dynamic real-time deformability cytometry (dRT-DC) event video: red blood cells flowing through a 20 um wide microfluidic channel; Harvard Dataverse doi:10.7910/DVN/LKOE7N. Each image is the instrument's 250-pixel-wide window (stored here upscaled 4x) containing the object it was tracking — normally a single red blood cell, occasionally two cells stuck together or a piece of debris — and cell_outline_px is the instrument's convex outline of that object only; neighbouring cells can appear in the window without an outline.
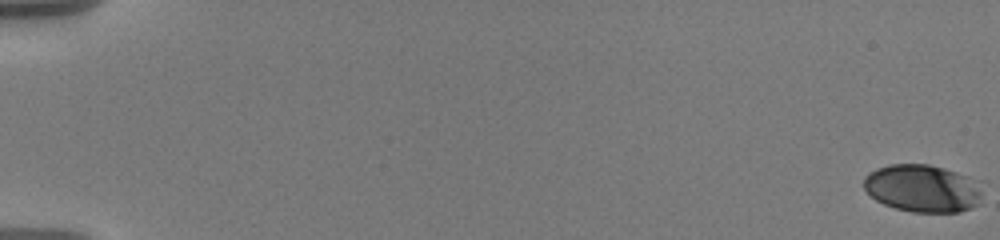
{"species": "human", "species_latin": "Homo sapiens", "temperature_condition": "warm", "stored_images_in_passage": 14, "camera_frame_rate_fps": 3000, "um_per_image_px": 0.085, "donor": {"sex": "male"}, "frame": {"image": 1, "passage_image": 1, "time_ms": 0.0, "image_size_px": [1000, 240], "cell_outline_px": [[984, 180], [980, 196], [976, 204], [960, 212], [912, 212], [896, 208], [884, 204], [876, 200], [864, 188], [864, 176], [868, 172], [876, 168], [888, 164], [928, 164], [944, 168]], "centroid_in_image_um": [78.45, 15.98], "position_along_channel_um": 6.5, "area_um2": 33.29}}
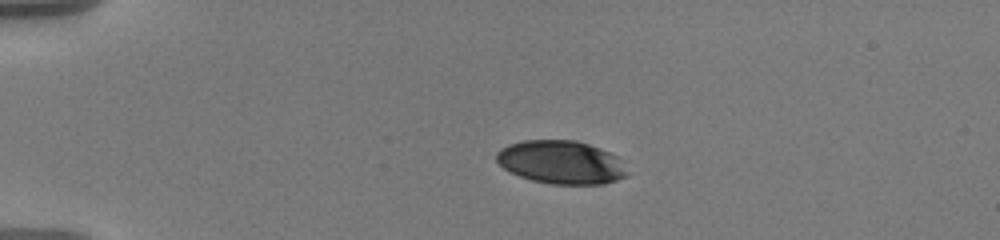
{"frame": {"image": 2, "passage_image": 12, "time_ms": 4.667, "image_size_px": [1000, 240], "cell_outline_px": [[632, 172], [628, 176], [604, 184], [552, 184], [532, 180], [520, 176], [504, 168], [496, 160], [496, 152], [500, 148], [508, 144], [524, 140], [576, 140], [600, 148], [620, 156]], "centroid_in_image_um": [47.78, 13.79], "position_along_channel_um": 37.2, "area_um2": 33.52}}